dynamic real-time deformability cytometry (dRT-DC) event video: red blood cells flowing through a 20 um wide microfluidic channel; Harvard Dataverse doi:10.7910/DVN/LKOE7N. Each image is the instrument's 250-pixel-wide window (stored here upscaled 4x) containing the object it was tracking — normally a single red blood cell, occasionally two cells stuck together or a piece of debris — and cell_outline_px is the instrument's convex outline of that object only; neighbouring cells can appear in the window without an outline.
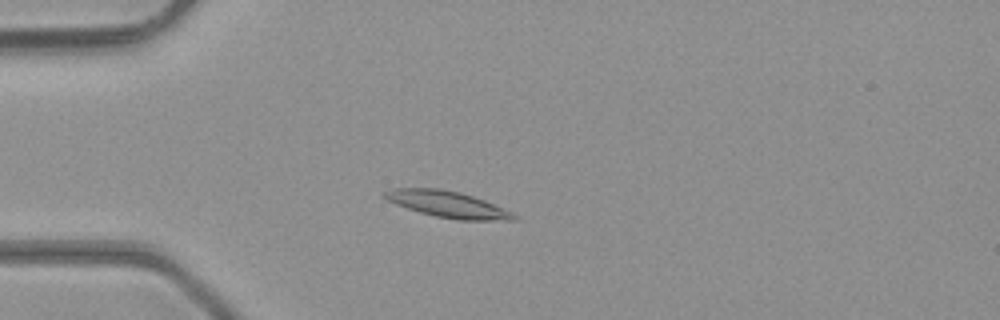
{"species": "common noctule bat (a hibernating species)", "species_latin": "Nyctalus noctula", "temperature_condition": "room temperature", "stored_images_in_passage": 4, "camera_frame_rate_fps": 3000, "um_per_image_px": 0.085, "animal": {"sex": "male", "body_mass_g": 23.1, "forearm_length_mm": 52.7}, "frame": {"image": 1, "passage_image": 2, "time_ms": 0.333, "image_size_px": [1000, 320], "cell_outline_px": [[516, 220], [456, 220], [436, 216], [420, 212], [396, 204], [380, 196], [380, 192], [396, 188], [440, 188], [460, 192], [484, 200], [512, 212], [516, 216]], "centroid_in_image_um": [38.0, 17.35], "position_along_channel_um": 47.0, "area_um2": 19.77}}
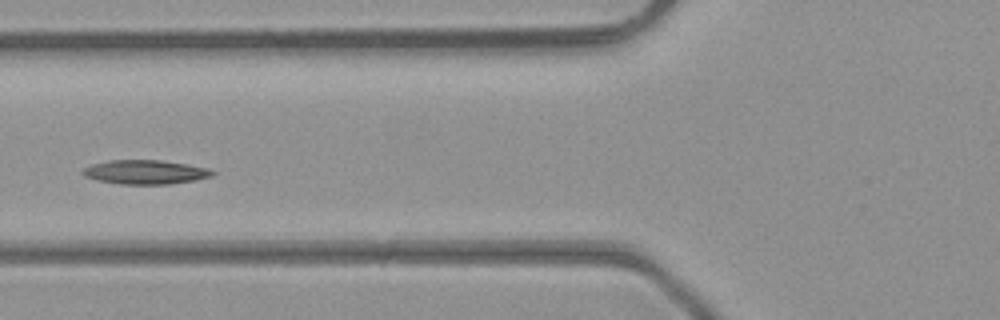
{"frame": {"image": 2, "passage_image": 4, "time_ms": 1.0, "image_size_px": [1000, 320], "cell_outline_px": [[216, 172], [212, 176], [196, 180], [168, 184], [120, 184], [96, 180], [84, 176], [80, 172], [84, 168], [92, 164], [108, 160], [160, 160], [188, 164], [208, 168]], "centroid_in_image_um": [12.34, 14.62], "position_along_channel_um": 113.5, "area_um2": 18.32}}